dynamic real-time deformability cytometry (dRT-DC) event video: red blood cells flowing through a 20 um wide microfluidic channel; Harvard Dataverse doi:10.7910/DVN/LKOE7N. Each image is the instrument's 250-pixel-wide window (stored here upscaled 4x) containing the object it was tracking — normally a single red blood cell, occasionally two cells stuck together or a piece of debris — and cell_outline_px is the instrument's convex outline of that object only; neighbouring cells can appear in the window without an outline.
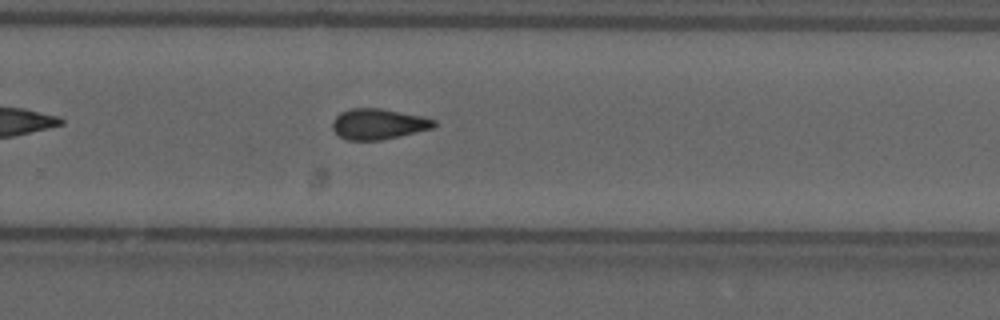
{"species": "common noctule bat (a hibernating species)", "species_latin": "Nyctalus noctula", "temperature_condition": "cold", "stored_images_in_passage": 34, "camera_frame_rate_fps": 3000, "um_per_image_px": 0.085, "animal": {"sex": "male", "forearm_length_mm": 52.5}, "frame": {"image": 1, "passage_image": 20, "time_ms": 6.333, "image_size_px": [1000, 320], "cell_outline_px": [[436, 124], [432, 128], [400, 136], [380, 140], [348, 140], [340, 136], [332, 128], [332, 120], [340, 112], [352, 108], [380, 108], [420, 116], [436, 120]], "centroid_in_image_um": [32.13, 10.54], "position_along_channel_um": 297.7, "area_um2": 17.98}}